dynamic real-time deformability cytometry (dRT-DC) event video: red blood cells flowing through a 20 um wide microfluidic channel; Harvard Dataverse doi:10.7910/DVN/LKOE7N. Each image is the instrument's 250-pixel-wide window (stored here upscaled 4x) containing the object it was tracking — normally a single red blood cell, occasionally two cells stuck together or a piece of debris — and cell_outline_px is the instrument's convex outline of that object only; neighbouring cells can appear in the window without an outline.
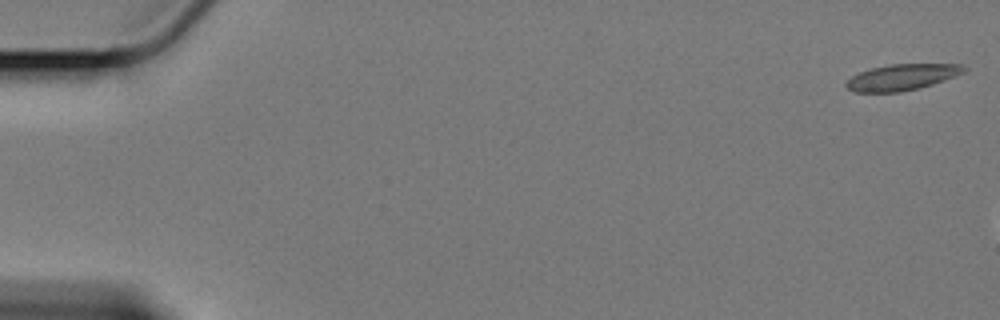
{"species": "Egyptian fruit bat (a non-hibernating species)", "species_latin": "Rousettus aegyptiacus", "temperature_condition": "cold", "stored_images_in_passage": 10, "camera_frame_rate_fps": 3000, "um_per_image_px": 0.085, "animal": {"sex": "female"}, "frame": {"image": 1, "passage_image": 1, "time_ms": 0.0, "image_size_px": [1000, 320], "cell_outline_px": [[968, 68], [964, 72], [944, 80], [920, 88], [900, 92], [856, 92], [848, 88], [844, 84], [852, 76], [860, 72], [872, 68], [888, 64], [964, 64]], "centroid_in_image_um": [76.69, 6.55], "position_along_channel_um": 8.3, "area_um2": 17.86}}